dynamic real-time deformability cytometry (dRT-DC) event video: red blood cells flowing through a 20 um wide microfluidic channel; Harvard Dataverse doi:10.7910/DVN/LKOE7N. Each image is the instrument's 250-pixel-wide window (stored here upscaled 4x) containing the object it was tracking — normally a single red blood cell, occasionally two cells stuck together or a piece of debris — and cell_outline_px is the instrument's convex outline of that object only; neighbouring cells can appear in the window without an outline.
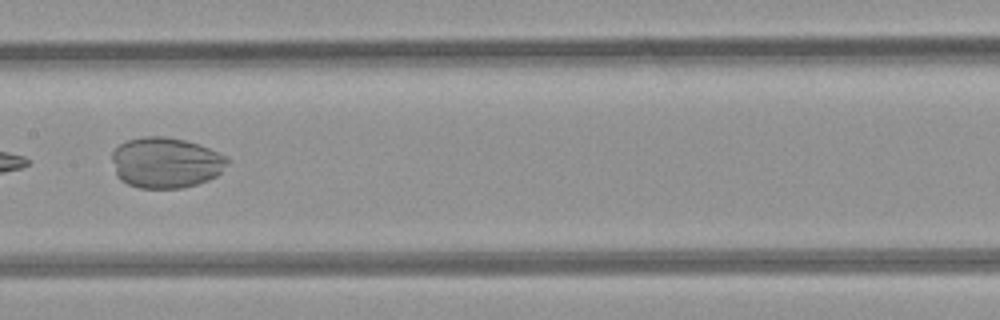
{"species": "common noctule bat (a hibernating species)", "species_latin": "Nyctalus noctula", "temperature_condition": "room temperature", "stored_images_in_passage": 7, "camera_frame_rate_fps": 3000, "um_per_image_px": 0.085, "animal": {"sex": "female", "body_mass_g": 21.9}, "frame": {"image": 1, "passage_image": 7, "time_ms": 6.667, "image_size_px": [1000, 320], "cell_outline_px": [[228, 160], [220, 172], [216, 176], [208, 180], [184, 188], [140, 188], [128, 184], [120, 180], [116, 176], [112, 160], [112, 152], [120, 144], [128, 140], [144, 136], [164, 136], [184, 140], [208, 148], [224, 156]], "centroid_in_image_um": [14.04, 13.83], "position_along_channel_um": 193.4, "area_um2": 33.81}}